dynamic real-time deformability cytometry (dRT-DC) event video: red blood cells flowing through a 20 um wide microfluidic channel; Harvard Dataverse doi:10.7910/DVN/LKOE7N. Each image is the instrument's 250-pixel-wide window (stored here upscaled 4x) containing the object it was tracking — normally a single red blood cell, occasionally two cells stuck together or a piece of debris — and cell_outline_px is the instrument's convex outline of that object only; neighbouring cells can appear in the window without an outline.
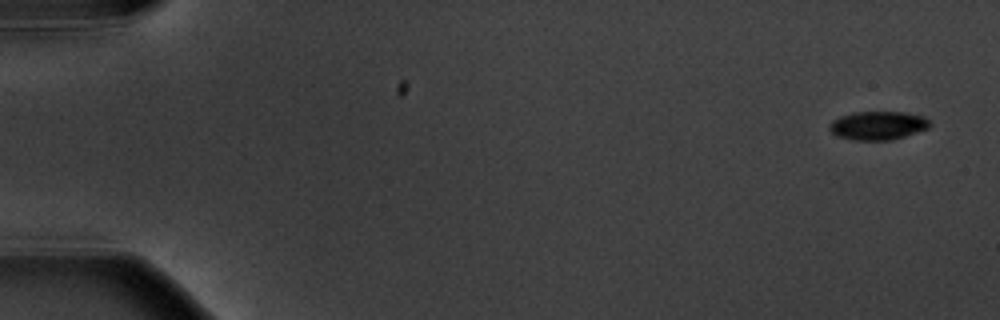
{"species": "common noctule bat (a hibernating species)", "species_latin": "Nyctalus noctula", "temperature_condition": "warm", "stored_images_in_passage": 5, "segment_of_instrument_passage": [2, 2], "camera_frame_rate_fps": 3000, "um_per_image_px": 0.085, "animal": {"sex": "male", "body_mass_g": 20.1, "forearm_length_mm": 53.5}, "frame": {"image": 1, "passage_image": 5, "time_ms": 5.667, "image_size_px": [1000, 320], "cell_outline_px": [[932, 124], [928, 128], [892, 140], [856, 140], [836, 136], [828, 128], [828, 124], [832, 120], [840, 116], [852, 112], [904, 112], [924, 116]], "centroid_in_image_um": [74.6, 10.66], "position_along_channel_um": 10.4, "area_um2": 16.76}}